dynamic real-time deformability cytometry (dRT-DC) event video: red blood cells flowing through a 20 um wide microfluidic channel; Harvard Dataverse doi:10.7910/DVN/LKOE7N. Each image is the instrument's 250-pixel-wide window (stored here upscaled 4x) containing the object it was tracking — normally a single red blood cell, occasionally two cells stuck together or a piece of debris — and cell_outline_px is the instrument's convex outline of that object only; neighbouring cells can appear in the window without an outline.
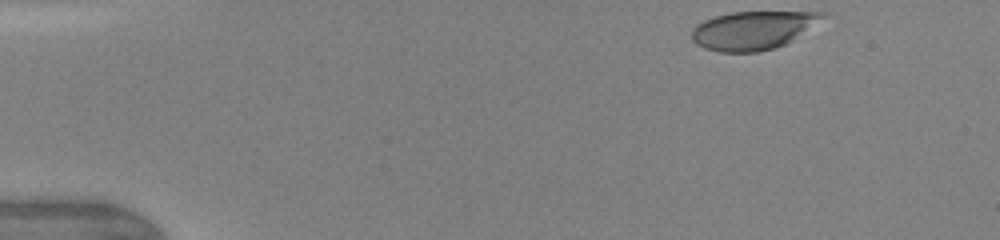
{"species": "human", "species_latin": "Homo sapiens", "temperature_condition": "warm", "stored_images_in_passage": 46, "camera_frame_rate_fps": 3000, "um_per_image_px": 0.085, "donor": {"sex": "female"}, "frame": {"image": 1, "passage_image": 1, "time_ms": 0.0, "image_size_px": [1000, 240], "cell_outline_px": [[828, 12], [824, 16], [784, 44], [772, 48], [756, 52], [720, 52], [704, 48], [696, 44], [692, 40], [692, 28], [696, 24], [704, 20], [716, 16], [732, 12]], "centroid_in_image_um": [63.88, 2.57], "position_along_channel_um": 21.1, "area_um2": 28.5}}
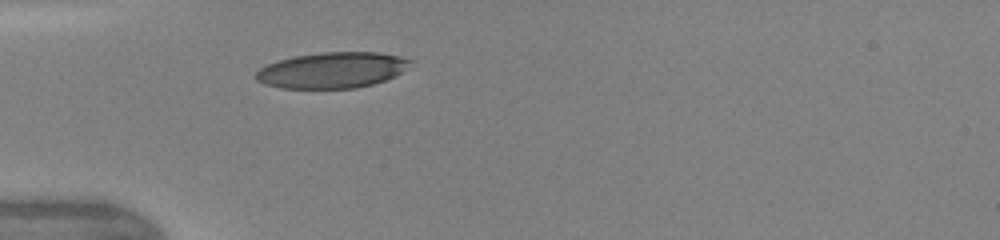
{"frame": {"image": 2, "passage_image": 13, "time_ms": 3.0, "image_size_px": [1000, 240], "cell_outline_px": [[416, 60], [396, 76], [372, 84], [356, 88], [280, 88], [256, 80], [252, 76], [260, 68], [276, 60], [296, 56], [320, 52], [376, 52], [400, 56]], "centroid_in_image_um": [28.24, 5.95], "position_along_channel_um": 56.8, "area_um2": 32.37}}
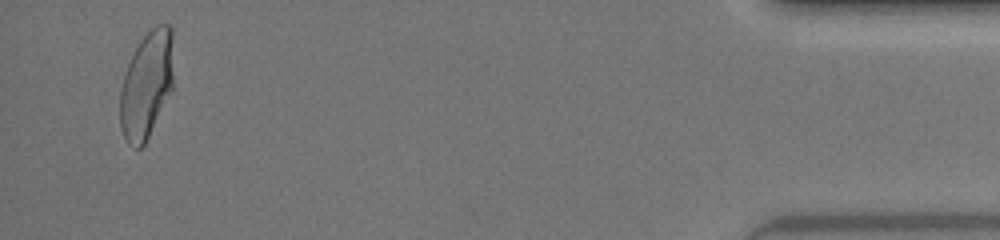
{"frame": {"image": 3, "passage_image": 46, "time_ms": 13.333, "image_size_px": [1000, 240], "cell_outline_px": [[172, 88], [144, 144], [140, 148], [132, 148], [128, 144], [124, 136], [120, 124], [120, 88], [128, 64], [140, 40], [156, 24], [168, 24], [172, 28]], "centroid_in_image_um": [12.44, 7.2], "position_along_channel_um": 422.8, "area_um2": 32.83}, "authors_computed_cell_mechanics": {"area_um2": 32.7726, "velocity_mm_per_s": 4.2925, "shape_relaxation_time_tau1_ms": 4.2633, "shape_relaxation_time_tau2_ms": null, "deformation_change_tau1": 0.2097, "deformation_change_tau2": null}}